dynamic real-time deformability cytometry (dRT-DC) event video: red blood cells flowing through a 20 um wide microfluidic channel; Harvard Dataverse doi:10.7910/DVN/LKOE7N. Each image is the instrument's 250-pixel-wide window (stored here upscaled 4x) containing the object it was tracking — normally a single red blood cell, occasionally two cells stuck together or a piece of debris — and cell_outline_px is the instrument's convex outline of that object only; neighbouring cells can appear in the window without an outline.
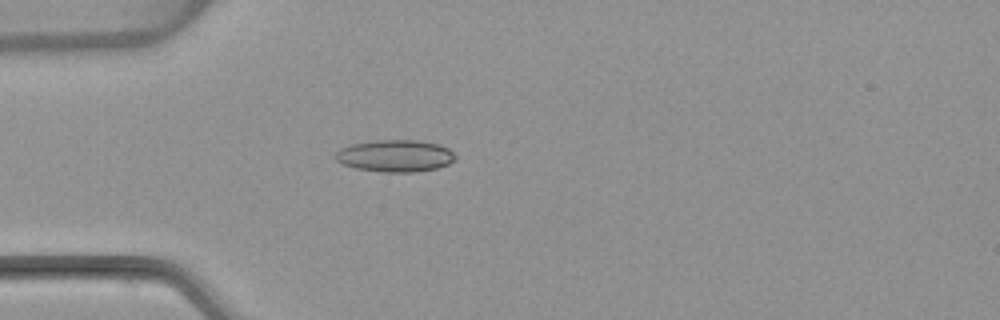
{"species": "common noctule bat (a hibernating species)", "species_latin": "Nyctalus noctula", "temperature_condition": "warm", "stored_images_in_passage": 3, "camera_frame_rate_fps": 3000, "um_per_image_px": 0.085, "animal": {"sex": "female", "body_mass_g": 22.7, "forearm_length_mm": 54.2}, "frame": {"image": 1, "passage_image": 3, "time_ms": 2.333, "image_size_px": [1000, 320], "cell_outline_px": [[456, 160], [448, 164], [436, 168], [412, 172], [384, 172], [356, 168], [344, 164], [336, 160], [336, 152], [340, 148], [352, 144], [376, 140], [416, 140], [440, 144], [448, 148], [456, 156]], "centroid_in_image_um": [33.62, 13.24], "position_along_channel_um": 51.4, "area_um2": 22.25}}